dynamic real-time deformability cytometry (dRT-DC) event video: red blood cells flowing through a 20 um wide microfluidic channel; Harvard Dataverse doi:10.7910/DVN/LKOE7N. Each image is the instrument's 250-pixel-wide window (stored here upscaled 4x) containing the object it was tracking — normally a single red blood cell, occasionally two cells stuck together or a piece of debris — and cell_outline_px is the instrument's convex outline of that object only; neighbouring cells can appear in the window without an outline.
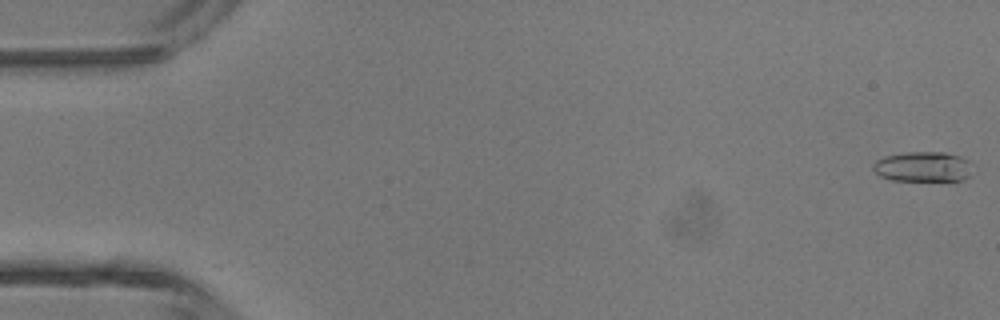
{"species": "common noctule bat (a hibernating species)", "species_latin": "Nyctalus noctula", "temperature_condition": "room temperature", "stored_images_in_passage": 6, "camera_frame_rate_fps": 3000, "um_per_image_px": 0.085, "animal": {"sex": "male", "body_mass_g": 13.3}, "frame": {"image": 1, "passage_image": 1, "time_ms": 0.0, "image_size_px": [1000, 320], "cell_outline_px": [[972, 176], [964, 180], [892, 180], [880, 176], [872, 168], [872, 164], [876, 160], [884, 156], [904, 152], [944, 152], [960, 156], [968, 160], [972, 164]], "centroid_in_image_um": [78.49, 14.16], "position_along_channel_um": 6.5, "area_um2": 17.69}}
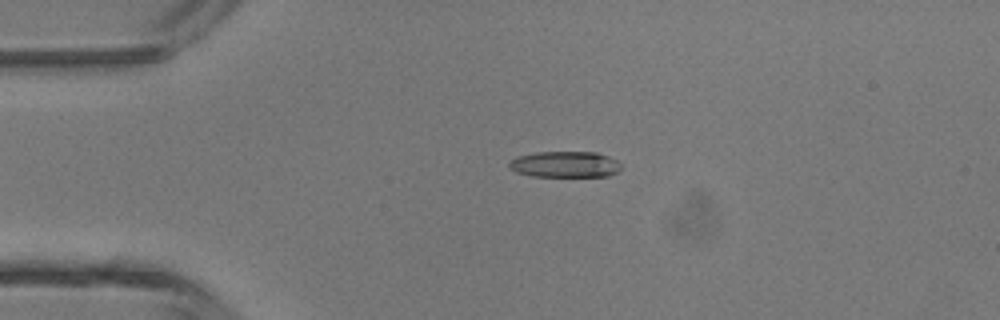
{"frame": {"image": 2, "passage_image": 4, "time_ms": 1.0, "image_size_px": [1000, 320], "cell_outline_px": [[620, 168], [616, 172], [608, 176], [532, 176], [516, 172], [508, 168], [508, 164], [516, 156], [536, 152], [596, 152], [608, 156], [616, 160], [620, 164]], "centroid_in_image_um": [47.99, 13.97], "position_along_channel_um": 37.0, "area_um2": 16.99}}
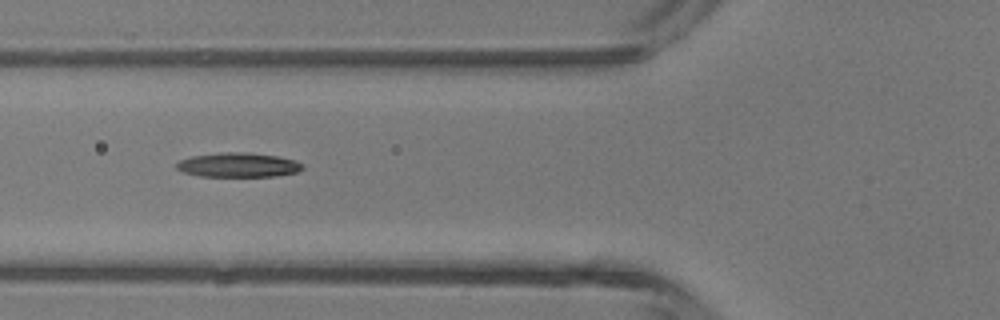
{"frame": {"image": 3, "passage_image": 6, "time_ms": 1.667, "image_size_px": [1000, 320], "cell_outline_px": [[304, 168], [296, 172], [276, 176], [200, 176], [184, 172], [176, 168], [176, 164], [180, 160], [192, 156], [220, 152], [244, 152], [276, 156], [296, 160], [304, 164]], "centroid_in_image_um": [20.27, 14.02], "position_along_channel_um": 105.5, "area_um2": 17.86}}